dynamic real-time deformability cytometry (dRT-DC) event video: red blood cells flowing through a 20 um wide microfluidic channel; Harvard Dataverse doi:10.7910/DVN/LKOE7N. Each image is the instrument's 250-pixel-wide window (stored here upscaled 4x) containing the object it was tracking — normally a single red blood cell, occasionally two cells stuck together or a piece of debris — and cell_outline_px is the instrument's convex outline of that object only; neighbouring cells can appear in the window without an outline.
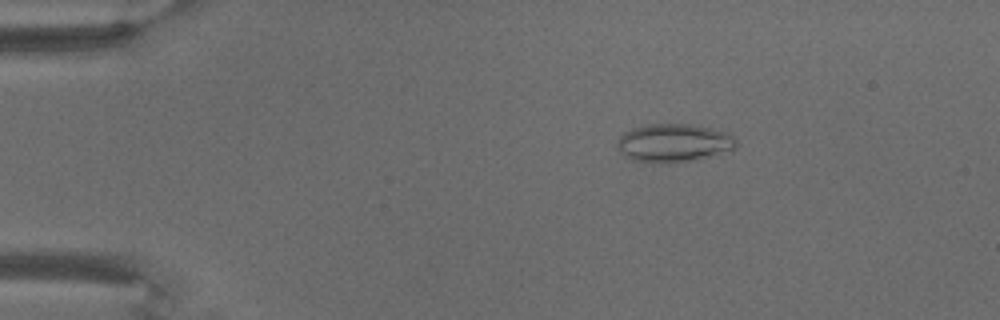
{"species": "common noctule bat (a hibernating species)", "species_latin": "Nyctalus noctula", "temperature_condition": "warm", "stored_images_in_passage": 5, "camera_frame_rate_fps": 3000, "um_per_image_px": 0.085, "animal": {"sex": "male", "body_mass_g": 18.8}, "frame": {"image": 1, "passage_image": 4, "time_ms": 3.667, "image_size_px": [1000, 320], "cell_outline_px": [[736, 148], [708, 156], [692, 160], [632, 160], [624, 156], [616, 148], [616, 140], [624, 132], [632, 128], [648, 124], [696, 124], [728, 132], [736, 140]], "centroid_in_image_um": [57.25, 12.09], "position_along_channel_um": 27.8, "area_um2": 25.89}}